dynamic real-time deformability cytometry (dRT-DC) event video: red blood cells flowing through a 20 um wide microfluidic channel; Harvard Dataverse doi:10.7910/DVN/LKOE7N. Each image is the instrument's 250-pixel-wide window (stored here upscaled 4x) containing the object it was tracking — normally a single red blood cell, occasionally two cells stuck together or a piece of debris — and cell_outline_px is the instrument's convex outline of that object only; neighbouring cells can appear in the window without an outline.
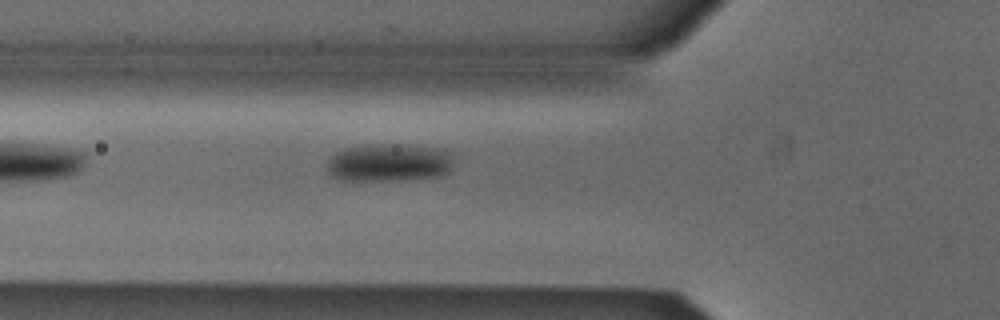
{"species": "Egyptian fruit bat (a non-hibernating species)", "species_latin": "Rousettus aegyptiacus", "temperature_condition": "cold", "stored_images_in_passage": 5, "camera_frame_rate_fps": 3000, "um_per_image_px": 0.085, "animal": {"sex": "male"}, "frame": {"image": 1, "passage_image": 5, "time_ms": 1.333, "image_size_px": [1000, 320], "cell_outline_px": [[452, 164], [448, 172], [440, 176], [408, 180], [340, 180], [328, 176], [324, 164], [336, 152], [344, 148], [364, 144], [396, 144], [436, 148], [448, 152], [452, 156]], "centroid_in_image_um": [32.98, 13.83], "position_along_channel_um": 92.8, "area_um2": 28.44}}